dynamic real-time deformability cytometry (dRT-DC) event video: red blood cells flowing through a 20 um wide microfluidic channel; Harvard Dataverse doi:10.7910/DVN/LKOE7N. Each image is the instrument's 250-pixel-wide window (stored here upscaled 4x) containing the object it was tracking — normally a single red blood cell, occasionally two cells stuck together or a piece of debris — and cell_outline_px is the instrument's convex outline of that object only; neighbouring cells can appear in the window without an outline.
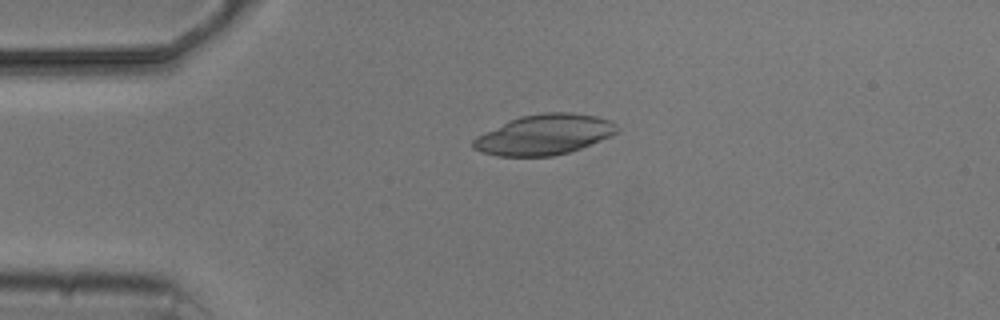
{"species": "common noctule bat (a hibernating species)", "species_latin": "Nyctalus noctula", "temperature_condition": "cold", "stored_images_in_passage": 4, "camera_frame_rate_fps": 3000, "um_per_image_px": 0.085, "animal": {"sex": "male", "body_mass_g": 20.5, "forearm_length_mm": 52.5}, "frame": {"image": 1, "passage_image": 3, "time_ms": 3.0, "image_size_px": [1000, 320], "cell_outline_px": [[620, 128], [612, 136], [580, 148], [568, 152], [552, 156], [496, 156], [472, 148], [472, 140], [476, 136], [508, 120], [520, 116], [544, 112], [572, 112], [596, 116], [612, 120]], "centroid_in_image_um": [46.27, 11.43], "position_along_channel_um": 38.7, "area_um2": 33.93}}